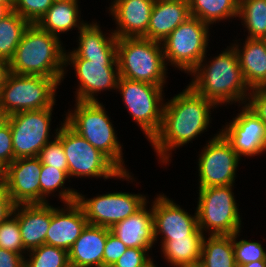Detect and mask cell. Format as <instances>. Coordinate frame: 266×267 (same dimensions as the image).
<instances>
[{
	"label": "cell",
	"mask_w": 266,
	"mask_h": 267,
	"mask_svg": "<svg viewBox=\"0 0 266 267\" xmlns=\"http://www.w3.org/2000/svg\"><path fill=\"white\" fill-rule=\"evenodd\" d=\"M76 202L81 206L88 224L110 229L121 220L134 215L149 201L144 194L116 191L93 198H85V195L78 192Z\"/></svg>",
	"instance_id": "5bb4252c"
},
{
	"label": "cell",
	"mask_w": 266,
	"mask_h": 267,
	"mask_svg": "<svg viewBox=\"0 0 266 267\" xmlns=\"http://www.w3.org/2000/svg\"><path fill=\"white\" fill-rule=\"evenodd\" d=\"M155 0H123L111 10L116 23L113 33L117 38L143 37L148 30Z\"/></svg>",
	"instance_id": "d6986e66"
},
{
	"label": "cell",
	"mask_w": 266,
	"mask_h": 267,
	"mask_svg": "<svg viewBox=\"0 0 266 267\" xmlns=\"http://www.w3.org/2000/svg\"><path fill=\"white\" fill-rule=\"evenodd\" d=\"M11 11L12 9L7 4L0 2V20L7 16Z\"/></svg>",
	"instance_id": "f6af8a7d"
},
{
	"label": "cell",
	"mask_w": 266,
	"mask_h": 267,
	"mask_svg": "<svg viewBox=\"0 0 266 267\" xmlns=\"http://www.w3.org/2000/svg\"><path fill=\"white\" fill-rule=\"evenodd\" d=\"M214 135L199 154L198 188L226 186L235 183L241 158L220 131Z\"/></svg>",
	"instance_id": "4fadbf2b"
},
{
	"label": "cell",
	"mask_w": 266,
	"mask_h": 267,
	"mask_svg": "<svg viewBox=\"0 0 266 267\" xmlns=\"http://www.w3.org/2000/svg\"><path fill=\"white\" fill-rule=\"evenodd\" d=\"M0 2L7 4L11 9H13L15 0H0Z\"/></svg>",
	"instance_id": "681fc988"
},
{
	"label": "cell",
	"mask_w": 266,
	"mask_h": 267,
	"mask_svg": "<svg viewBox=\"0 0 266 267\" xmlns=\"http://www.w3.org/2000/svg\"><path fill=\"white\" fill-rule=\"evenodd\" d=\"M238 267H266V260H258L244 265H239Z\"/></svg>",
	"instance_id": "bcb514c9"
},
{
	"label": "cell",
	"mask_w": 266,
	"mask_h": 267,
	"mask_svg": "<svg viewBox=\"0 0 266 267\" xmlns=\"http://www.w3.org/2000/svg\"><path fill=\"white\" fill-rule=\"evenodd\" d=\"M209 25L190 16L162 42L166 64L191 73L207 57Z\"/></svg>",
	"instance_id": "9c48e42d"
},
{
	"label": "cell",
	"mask_w": 266,
	"mask_h": 267,
	"mask_svg": "<svg viewBox=\"0 0 266 267\" xmlns=\"http://www.w3.org/2000/svg\"><path fill=\"white\" fill-rule=\"evenodd\" d=\"M25 257L13 251L0 248V267H25Z\"/></svg>",
	"instance_id": "b9f144b4"
},
{
	"label": "cell",
	"mask_w": 266,
	"mask_h": 267,
	"mask_svg": "<svg viewBox=\"0 0 266 267\" xmlns=\"http://www.w3.org/2000/svg\"><path fill=\"white\" fill-rule=\"evenodd\" d=\"M240 231L233 234L234 256L237 266L251 263L258 260H266V251L258 241L240 239Z\"/></svg>",
	"instance_id": "e575fe53"
},
{
	"label": "cell",
	"mask_w": 266,
	"mask_h": 267,
	"mask_svg": "<svg viewBox=\"0 0 266 267\" xmlns=\"http://www.w3.org/2000/svg\"><path fill=\"white\" fill-rule=\"evenodd\" d=\"M221 52L208 62L204 57L188 74L193 77L188 85L217 107L237 102L245 105L251 89L245 82L237 53L232 46Z\"/></svg>",
	"instance_id": "7a4b0ae2"
},
{
	"label": "cell",
	"mask_w": 266,
	"mask_h": 267,
	"mask_svg": "<svg viewBox=\"0 0 266 267\" xmlns=\"http://www.w3.org/2000/svg\"><path fill=\"white\" fill-rule=\"evenodd\" d=\"M26 256L25 267H71L68 251L47 244L28 251Z\"/></svg>",
	"instance_id": "d6a6232c"
},
{
	"label": "cell",
	"mask_w": 266,
	"mask_h": 267,
	"mask_svg": "<svg viewBox=\"0 0 266 267\" xmlns=\"http://www.w3.org/2000/svg\"><path fill=\"white\" fill-rule=\"evenodd\" d=\"M41 169L38 157L18 158L6 166L4 187L14 205L41 204Z\"/></svg>",
	"instance_id": "e0dca14e"
},
{
	"label": "cell",
	"mask_w": 266,
	"mask_h": 267,
	"mask_svg": "<svg viewBox=\"0 0 266 267\" xmlns=\"http://www.w3.org/2000/svg\"><path fill=\"white\" fill-rule=\"evenodd\" d=\"M78 37V47L65 52V57L88 58L102 55H117V37L112 29L110 34L103 33L97 22L88 23L81 28ZM108 34V36H106Z\"/></svg>",
	"instance_id": "484cf974"
},
{
	"label": "cell",
	"mask_w": 266,
	"mask_h": 267,
	"mask_svg": "<svg viewBox=\"0 0 266 267\" xmlns=\"http://www.w3.org/2000/svg\"><path fill=\"white\" fill-rule=\"evenodd\" d=\"M205 235L161 241V254L173 267L200 263L202 241Z\"/></svg>",
	"instance_id": "4316f807"
},
{
	"label": "cell",
	"mask_w": 266,
	"mask_h": 267,
	"mask_svg": "<svg viewBox=\"0 0 266 267\" xmlns=\"http://www.w3.org/2000/svg\"><path fill=\"white\" fill-rule=\"evenodd\" d=\"M246 105L266 124V88L251 89Z\"/></svg>",
	"instance_id": "ab89813d"
},
{
	"label": "cell",
	"mask_w": 266,
	"mask_h": 267,
	"mask_svg": "<svg viewBox=\"0 0 266 267\" xmlns=\"http://www.w3.org/2000/svg\"><path fill=\"white\" fill-rule=\"evenodd\" d=\"M150 250L129 247L112 267H154L156 264L148 254Z\"/></svg>",
	"instance_id": "74e56055"
},
{
	"label": "cell",
	"mask_w": 266,
	"mask_h": 267,
	"mask_svg": "<svg viewBox=\"0 0 266 267\" xmlns=\"http://www.w3.org/2000/svg\"><path fill=\"white\" fill-rule=\"evenodd\" d=\"M60 83L41 75H20L9 72L0 90V110L8 116L55 106Z\"/></svg>",
	"instance_id": "52a82bcc"
},
{
	"label": "cell",
	"mask_w": 266,
	"mask_h": 267,
	"mask_svg": "<svg viewBox=\"0 0 266 267\" xmlns=\"http://www.w3.org/2000/svg\"><path fill=\"white\" fill-rule=\"evenodd\" d=\"M116 48L120 77L164 88L168 72L161 42L144 37L117 38Z\"/></svg>",
	"instance_id": "5b68a950"
},
{
	"label": "cell",
	"mask_w": 266,
	"mask_h": 267,
	"mask_svg": "<svg viewBox=\"0 0 266 267\" xmlns=\"http://www.w3.org/2000/svg\"><path fill=\"white\" fill-rule=\"evenodd\" d=\"M53 108L22 111L8 117L12 133L14 160L38 157L42 148L49 142Z\"/></svg>",
	"instance_id": "7c38bea8"
},
{
	"label": "cell",
	"mask_w": 266,
	"mask_h": 267,
	"mask_svg": "<svg viewBox=\"0 0 266 267\" xmlns=\"http://www.w3.org/2000/svg\"><path fill=\"white\" fill-rule=\"evenodd\" d=\"M58 208L51 205V221L45 244L69 251L88 222L76 201L64 203V208Z\"/></svg>",
	"instance_id": "ac0fdd59"
},
{
	"label": "cell",
	"mask_w": 266,
	"mask_h": 267,
	"mask_svg": "<svg viewBox=\"0 0 266 267\" xmlns=\"http://www.w3.org/2000/svg\"><path fill=\"white\" fill-rule=\"evenodd\" d=\"M38 158L43 165L64 170L68 174V162L61 140L55 136L40 151Z\"/></svg>",
	"instance_id": "d590c367"
},
{
	"label": "cell",
	"mask_w": 266,
	"mask_h": 267,
	"mask_svg": "<svg viewBox=\"0 0 266 267\" xmlns=\"http://www.w3.org/2000/svg\"><path fill=\"white\" fill-rule=\"evenodd\" d=\"M152 203L155 243L158 236H161V241H170L189 235H204L198 225L197 211L190 215L164 193L157 195Z\"/></svg>",
	"instance_id": "9a60e30c"
},
{
	"label": "cell",
	"mask_w": 266,
	"mask_h": 267,
	"mask_svg": "<svg viewBox=\"0 0 266 267\" xmlns=\"http://www.w3.org/2000/svg\"><path fill=\"white\" fill-rule=\"evenodd\" d=\"M79 0H54L52 6L36 23L41 29L60 38L73 28L80 30L87 22L81 20Z\"/></svg>",
	"instance_id": "d4e9b609"
},
{
	"label": "cell",
	"mask_w": 266,
	"mask_h": 267,
	"mask_svg": "<svg viewBox=\"0 0 266 267\" xmlns=\"http://www.w3.org/2000/svg\"><path fill=\"white\" fill-rule=\"evenodd\" d=\"M177 267H202L200 263L193 264V265H184V266H177Z\"/></svg>",
	"instance_id": "816d5d0a"
},
{
	"label": "cell",
	"mask_w": 266,
	"mask_h": 267,
	"mask_svg": "<svg viewBox=\"0 0 266 267\" xmlns=\"http://www.w3.org/2000/svg\"><path fill=\"white\" fill-rule=\"evenodd\" d=\"M74 111L64 121L93 147L105 154L122 172H127L122 146L103 103L75 101Z\"/></svg>",
	"instance_id": "277c9868"
},
{
	"label": "cell",
	"mask_w": 266,
	"mask_h": 267,
	"mask_svg": "<svg viewBox=\"0 0 266 267\" xmlns=\"http://www.w3.org/2000/svg\"><path fill=\"white\" fill-rule=\"evenodd\" d=\"M233 187L234 184L198 189L197 220L204 235L207 232L208 236L233 235L241 231L242 221Z\"/></svg>",
	"instance_id": "ba28073f"
},
{
	"label": "cell",
	"mask_w": 266,
	"mask_h": 267,
	"mask_svg": "<svg viewBox=\"0 0 266 267\" xmlns=\"http://www.w3.org/2000/svg\"><path fill=\"white\" fill-rule=\"evenodd\" d=\"M67 179H70L68 174L61 169L54 168L51 165H43L40 172V189H41V204L48 203L49 196L59 192V198L64 203H71L76 201L78 190L65 187L64 184ZM60 189V190H59ZM53 193V194H52ZM51 194V195H50Z\"/></svg>",
	"instance_id": "f546056e"
},
{
	"label": "cell",
	"mask_w": 266,
	"mask_h": 267,
	"mask_svg": "<svg viewBox=\"0 0 266 267\" xmlns=\"http://www.w3.org/2000/svg\"><path fill=\"white\" fill-rule=\"evenodd\" d=\"M121 1H123V0H113V2H111L110 7H108V8H109V11H110V10L117 4V3L121 2Z\"/></svg>",
	"instance_id": "f907efd6"
},
{
	"label": "cell",
	"mask_w": 266,
	"mask_h": 267,
	"mask_svg": "<svg viewBox=\"0 0 266 267\" xmlns=\"http://www.w3.org/2000/svg\"><path fill=\"white\" fill-rule=\"evenodd\" d=\"M239 111L230 123L219 129L220 132L240 158L265 153L266 124L246 104Z\"/></svg>",
	"instance_id": "2e32d148"
},
{
	"label": "cell",
	"mask_w": 266,
	"mask_h": 267,
	"mask_svg": "<svg viewBox=\"0 0 266 267\" xmlns=\"http://www.w3.org/2000/svg\"><path fill=\"white\" fill-rule=\"evenodd\" d=\"M0 160L6 166L14 161L12 133L9 122L0 128Z\"/></svg>",
	"instance_id": "60d3db41"
},
{
	"label": "cell",
	"mask_w": 266,
	"mask_h": 267,
	"mask_svg": "<svg viewBox=\"0 0 266 267\" xmlns=\"http://www.w3.org/2000/svg\"><path fill=\"white\" fill-rule=\"evenodd\" d=\"M190 17L188 0H155L144 38L163 42Z\"/></svg>",
	"instance_id": "44dd1931"
},
{
	"label": "cell",
	"mask_w": 266,
	"mask_h": 267,
	"mask_svg": "<svg viewBox=\"0 0 266 267\" xmlns=\"http://www.w3.org/2000/svg\"><path fill=\"white\" fill-rule=\"evenodd\" d=\"M68 65L74 67L78 78L76 101L98 102L95 96H98L101 91L117 90L120 77L117 55H102L86 59L65 57V67Z\"/></svg>",
	"instance_id": "8fae6325"
},
{
	"label": "cell",
	"mask_w": 266,
	"mask_h": 267,
	"mask_svg": "<svg viewBox=\"0 0 266 267\" xmlns=\"http://www.w3.org/2000/svg\"><path fill=\"white\" fill-rule=\"evenodd\" d=\"M216 107L189 85L165 102L160 130L150 141L160 163L167 165L174 149L189 144L206 132L212 119L211 109Z\"/></svg>",
	"instance_id": "6da1fadb"
},
{
	"label": "cell",
	"mask_w": 266,
	"mask_h": 267,
	"mask_svg": "<svg viewBox=\"0 0 266 267\" xmlns=\"http://www.w3.org/2000/svg\"><path fill=\"white\" fill-rule=\"evenodd\" d=\"M6 179V165L0 160V186L4 185Z\"/></svg>",
	"instance_id": "7dc6e473"
},
{
	"label": "cell",
	"mask_w": 266,
	"mask_h": 267,
	"mask_svg": "<svg viewBox=\"0 0 266 267\" xmlns=\"http://www.w3.org/2000/svg\"><path fill=\"white\" fill-rule=\"evenodd\" d=\"M9 72V62L3 58H0V90L3 87V84L5 83Z\"/></svg>",
	"instance_id": "ee69618b"
},
{
	"label": "cell",
	"mask_w": 266,
	"mask_h": 267,
	"mask_svg": "<svg viewBox=\"0 0 266 267\" xmlns=\"http://www.w3.org/2000/svg\"><path fill=\"white\" fill-rule=\"evenodd\" d=\"M30 23L12 10L0 20V58L8 62L13 58L24 31Z\"/></svg>",
	"instance_id": "4dcf8cb0"
},
{
	"label": "cell",
	"mask_w": 266,
	"mask_h": 267,
	"mask_svg": "<svg viewBox=\"0 0 266 267\" xmlns=\"http://www.w3.org/2000/svg\"><path fill=\"white\" fill-rule=\"evenodd\" d=\"M128 248L152 249L155 244L152 204L147 203L134 215L128 216L110 228Z\"/></svg>",
	"instance_id": "7402d4cb"
},
{
	"label": "cell",
	"mask_w": 266,
	"mask_h": 267,
	"mask_svg": "<svg viewBox=\"0 0 266 267\" xmlns=\"http://www.w3.org/2000/svg\"><path fill=\"white\" fill-rule=\"evenodd\" d=\"M107 228L87 224L68 251L71 267H103Z\"/></svg>",
	"instance_id": "603a6c76"
},
{
	"label": "cell",
	"mask_w": 266,
	"mask_h": 267,
	"mask_svg": "<svg viewBox=\"0 0 266 267\" xmlns=\"http://www.w3.org/2000/svg\"><path fill=\"white\" fill-rule=\"evenodd\" d=\"M264 147H265V153H266V134H265V143H264Z\"/></svg>",
	"instance_id": "f5cc1de1"
},
{
	"label": "cell",
	"mask_w": 266,
	"mask_h": 267,
	"mask_svg": "<svg viewBox=\"0 0 266 267\" xmlns=\"http://www.w3.org/2000/svg\"><path fill=\"white\" fill-rule=\"evenodd\" d=\"M8 115L0 110V128L8 122Z\"/></svg>",
	"instance_id": "c3c4849f"
},
{
	"label": "cell",
	"mask_w": 266,
	"mask_h": 267,
	"mask_svg": "<svg viewBox=\"0 0 266 267\" xmlns=\"http://www.w3.org/2000/svg\"><path fill=\"white\" fill-rule=\"evenodd\" d=\"M238 18L248 31V38L266 37V0H239Z\"/></svg>",
	"instance_id": "1f68e13d"
},
{
	"label": "cell",
	"mask_w": 266,
	"mask_h": 267,
	"mask_svg": "<svg viewBox=\"0 0 266 267\" xmlns=\"http://www.w3.org/2000/svg\"><path fill=\"white\" fill-rule=\"evenodd\" d=\"M128 247L107 228V239L104 247L103 266L112 267Z\"/></svg>",
	"instance_id": "f35d334b"
},
{
	"label": "cell",
	"mask_w": 266,
	"mask_h": 267,
	"mask_svg": "<svg viewBox=\"0 0 266 267\" xmlns=\"http://www.w3.org/2000/svg\"><path fill=\"white\" fill-rule=\"evenodd\" d=\"M0 248L22 256L28 252L22 243L18 219L13 213L0 224Z\"/></svg>",
	"instance_id": "836d02e7"
},
{
	"label": "cell",
	"mask_w": 266,
	"mask_h": 267,
	"mask_svg": "<svg viewBox=\"0 0 266 267\" xmlns=\"http://www.w3.org/2000/svg\"><path fill=\"white\" fill-rule=\"evenodd\" d=\"M190 16L203 23L216 24L238 17L239 0H188Z\"/></svg>",
	"instance_id": "f1b7e54d"
},
{
	"label": "cell",
	"mask_w": 266,
	"mask_h": 267,
	"mask_svg": "<svg viewBox=\"0 0 266 267\" xmlns=\"http://www.w3.org/2000/svg\"><path fill=\"white\" fill-rule=\"evenodd\" d=\"M117 91L123 103L144 132L148 141L159 132L162 124L164 90L162 86L119 77Z\"/></svg>",
	"instance_id": "30bf717a"
},
{
	"label": "cell",
	"mask_w": 266,
	"mask_h": 267,
	"mask_svg": "<svg viewBox=\"0 0 266 267\" xmlns=\"http://www.w3.org/2000/svg\"><path fill=\"white\" fill-rule=\"evenodd\" d=\"M200 264L202 267H238L235 261L233 235L203 237Z\"/></svg>",
	"instance_id": "83f0119b"
},
{
	"label": "cell",
	"mask_w": 266,
	"mask_h": 267,
	"mask_svg": "<svg viewBox=\"0 0 266 267\" xmlns=\"http://www.w3.org/2000/svg\"><path fill=\"white\" fill-rule=\"evenodd\" d=\"M61 39L30 24L9 61V71L20 75H41L56 79L65 78V52Z\"/></svg>",
	"instance_id": "3957f363"
},
{
	"label": "cell",
	"mask_w": 266,
	"mask_h": 267,
	"mask_svg": "<svg viewBox=\"0 0 266 267\" xmlns=\"http://www.w3.org/2000/svg\"><path fill=\"white\" fill-rule=\"evenodd\" d=\"M54 0H15L14 10L30 24H36L52 6Z\"/></svg>",
	"instance_id": "8d00e7d4"
},
{
	"label": "cell",
	"mask_w": 266,
	"mask_h": 267,
	"mask_svg": "<svg viewBox=\"0 0 266 267\" xmlns=\"http://www.w3.org/2000/svg\"><path fill=\"white\" fill-rule=\"evenodd\" d=\"M12 213L18 219L22 243L27 251L45 244L51 221L50 203L15 205Z\"/></svg>",
	"instance_id": "ffe728a7"
},
{
	"label": "cell",
	"mask_w": 266,
	"mask_h": 267,
	"mask_svg": "<svg viewBox=\"0 0 266 267\" xmlns=\"http://www.w3.org/2000/svg\"><path fill=\"white\" fill-rule=\"evenodd\" d=\"M239 66L250 89L266 88V44L264 39L246 38L243 47L235 40Z\"/></svg>",
	"instance_id": "cb8c5ba5"
},
{
	"label": "cell",
	"mask_w": 266,
	"mask_h": 267,
	"mask_svg": "<svg viewBox=\"0 0 266 267\" xmlns=\"http://www.w3.org/2000/svg\"><path fill=\"white\" fill-rule=\"evenodd\" d=\"M14 206L4 185L0 186V224L12 214Z\"/></svg>",
	"instance_id": "7bdbcfd3"
},
{
	"label": "cell",
	"mask_w": 266,
	"mask_h": 267,
	"mask_svg": "<svg viewBox=\"0 0 266 267\" xmlns=\"http://www.w3.org/2000/svg\"><path fill=\"white\" fill-rule=\"evenodd\" d=\"M62 142L68 162V176L134 180L129 170L122 172L105 154L93 147L85 138L74 131L64 120L57 135Z\"/></svg>",
	"instance_id": "8992f818"
}]
</instances>
